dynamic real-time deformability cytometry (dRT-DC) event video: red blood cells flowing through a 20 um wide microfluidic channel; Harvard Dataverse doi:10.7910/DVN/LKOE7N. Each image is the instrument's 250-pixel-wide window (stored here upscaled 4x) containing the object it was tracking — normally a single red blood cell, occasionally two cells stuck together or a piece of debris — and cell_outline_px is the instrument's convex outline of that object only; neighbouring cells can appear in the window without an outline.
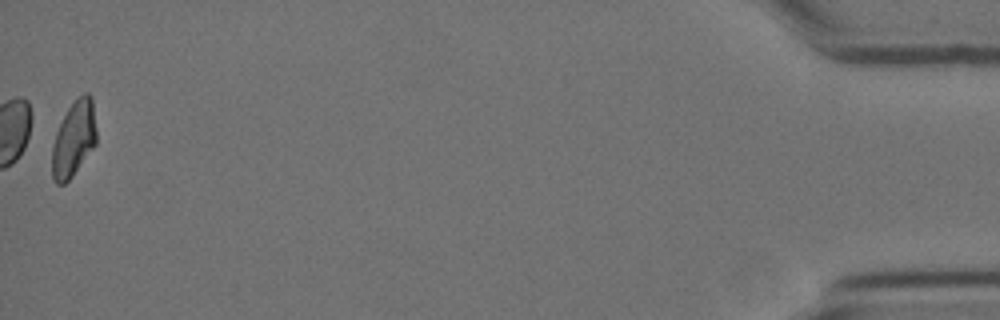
{"species": "Egyptian fruit bat (a non-hibernating species)", "species_latin": "Rousettus aegyptiacus", "temperature_condition": "cold", "stored_images_in_passage": 48, "camera_frame_rate_fps": 3000, "um_per_image_px": 0.085, "animal": {"sex": "female"}, "frame": {"image": 1, "passage_image": 48, "time_ms": 15.667, "image_size_px": [1000, 320], "cell_outline_px": [[96, 144], [72, 176], [64, 184], [56, 184], [52, 180], [52, 144], [56, 132], [68, 108], [84, 92], [88, 92], [92, 96], [96, 128]], "centroid_in_image_um": [6.27, 11.81], "position_along_channel_um": 428.9, "area_um2": 19.48}, "authors_computed_cell_mechanics": {"area_um2": 20.2011, "velocity_mm_per_s": 3.4536, "shape_relaxation_time_tau1_ms": null, "shape_relaxation_time_tau2_ms": 3.8263, "deformation_change_tau1": null, "deformation_change_tau2": 0.0975}}